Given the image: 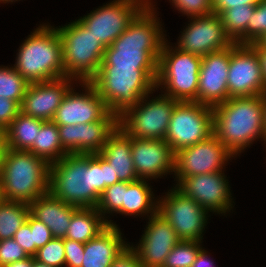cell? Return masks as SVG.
I'll use <instances>...</instances> for the list:
<instances>
[{
    "mask_svg": "<svg viewBox=\"0 0 266 267\" xmlns=\"http://www.w3.org/2000/svg\"><path fill=\"white\" fill-rule=\"evenodd\" d=\"M175 10L187 18L213 13V0H169Z\"/></svg>",
    "mask_w": 266,
    "mask_h": 267,
    "instance_id": "cell-37",
    "label": "cell"
},
{
    "mask_svg": "<svg viewBox=\"0 0 266 267\" xmlns=\"http://www.w3.org/2000/svg\"><path fill=\"white\" fill-rule=\"evenodd\" d=\"M65 267H81L84 256V244L64 238Z\"/></svg>",
    "mask_w": 266,
    "mask_h": 267,
    "instance_id": "cell-40",
    "label": "cell"
},
{
    "mask_svg": "<svg viewBox=\"0 0 266 267\" xmlns=\"http://www.w3.org/2000/svg\"><path fill=\"white\" fill-rule=\"evenodd\" d=\"M153 0H113L90 11L78 20L106 48L128 27L142 9H155Z\"/></svg>",
    "mask_w": 266,
    "mask_h": 267,
    "instance_id": "cell-11",
    "label": "cell"
},
{
    "mask_svg": "<svg viewBox=\"0 0 266 267\" xmlns=\"http://www.w3.org/2000/svg\"><path fill=\"white\" fill-rule=\"evenodd\" d=\"M228 181L224 171H218L185 177L174 186L209 212L226 216L234 208Z\"/></svg>",
    "mask_w": 266,
    "mask_h": 267,
    "instance_id": "cell-17",
    "label": "cell"
},
{
    "mask_svg": "<svg viewBox=\"0 0 266 267\" xmlns=\"http://www.w3.org/2000/svg\"><path fill=\"white\" fill-rule=\"evenodd\" d=\"M264 105V143L266 144V92L263 94Z\"/></svg>",
    "mask_w": 266,
    "mask_h": 267,
    "instance_id": "cell-49",
    "label": "cell"
},
{
    "mask_svg": "<svg viewBox=\"0 0 266 267\" xmlns=\"http://www.w3.org/2000/svg\"><path fill=\"white\" fill-rule=\"evenodd\" d=\"M43 120L19 112L5 129V146L17 151H30Z\"/></svg>",
    "mask_w": 266,
    "mask_h": 267,
    "instance_id": "cell-27",
    "label": "cell"
},
{
    "mask_svg": "<svg viewBox=\"0 0 266 267\" xmlns=\"http://www.w3.org/2000/svg\"><path fill=\"white\" fill-rule=\"evenodd\" d=\"M189 22L178 37L179 50L203 57L230 48L234 43L225 33L220 15L211 13L188 18Z\"/></svg>",
    "mask_w": 266,
    "mask_h": 267,
    "instance_id": "cell-16",
    "label": "cell"
},
{
    "mask_svg": "<svg viewBox=\"0 0 266 267\" xmlns=\"http://www.w3.org/2000/svg\"><path fill=\"white\" fill-rule=\"evenodd\" d=\"M213 107L195 101H179L171 114L165 141L175 154L214 134Z\"/></svg>",
    "mask_w": 266,
    "mask_h": 267,
    "instance_id": "cell-10",
    "label": "cell"
},
{
    "mask_svg": "<svg viewBox=\"0 0 266 267\" xmlns=\"http://www.w3.org/2000/svg\"><path fill=\"white\" fill-rule=\"evenodd\" d=\"M157 9H142L127 29L105 48L101 66L158 68L167 40Z\"/></svg>",
    "mask_w": 266,
    "mask_h": 267,
    "instance_id": "cell-2",
    "label": "cell"
},
{
    "mask_svg": "<svg viewBox=\"0 0 266 267\" xmlns=\"http://www.w3.org/2000/svg\"><path fill=\"white\" fill-rule=\"evenodd\" d=\"M110 267H143L136 251L129 244Z\"/></svg>",
    "mask_w": 266,
    "mask_h": 267,
    "instance_id": "cell-43",
    "label": "cell"
},
{
    "mask_svg": "<svg viewBox=\"0 0 266 267\" xmlns=\"http://www.w3.org/2000/svg\"><path fill=\"white\" fill-rule=\"evenodd\" d=\"M124 190H127L126 181H120L112 186L106 187V189L101 193L98 204L95 207L109 226H118L113 220H108V217L114 213L122 215Z\"/></svg>",
    "mask_w": 266,
    "mask_h": 267,
    "instance_id": "cell-32",
    "label": "cell"
},
{
    "mask_svg": "<svg viewBox=\"0 0 266 267\" xmlns=\"http://www.w3.org/2000/svg\"><path fill=\"white\" fill-rule=\"evenodd\" d=\"M16 1H20V0H0V3H13V2H16Z\"/></svg>",
    "mask_w": 266,
    "mask_h": 267,
    "instance_id": "cell-53",
    "label": "cell"
},
{
    "mask_svg": "<svg viewBox=\"0 0 266 267\" xmlns=\"http://www.w3.org/2000/svg\"><path fill=\"white\" fill-rule=\"evenodd\" d=\"M230 48L202 57L195 102L215 107L229 99L227 78Z\"/></svg>",
    "mask_w": 266,
    "mask_h": 267,
    "instance_id": "cell-19",
    "label": "cell"
},
{
    "mask_svg": "<svg viewBox=\"0 0 266 267\" xmlns=\"http://www.w3.org/2000/svg\"><path fill=\"white\" fill-rule=\"evenodd\" d=\"M256 5H243L224 10L220 14L225 33L233 43L247 45V24Z\"/></svg>",
    "mask_w": 266,
    "mask_h": 267,
    "instance_id": "cell-30",
    "label": "cell"
},
{
    "mask_svg": "<svg viewBox=\"0 0 266 267\" xmlns=\"http://www.w3.org/2000/svg\"><path fill=\"white\" fill-rule=\"evenodd\" d=\"M208 255V251L202 248L191 267H215V262L212 259H209L210 256Z\"/></svg>",
    "mask_w": 266,
    "mask_h": 267,
    "instance_id": "cell-45",
    "label": "cell"
},
{
    "mask_svg": "<svg viewBox=\"0 0 266 267\" xmlns=\"http://www.w3.org/2000/svg\"><path fill=\"white\" fill-rule=\"evenodd\" d=\"M266 35V0H260L247 24V45L257 43Z\"/></svg>",
    "mask_w": 266,
    "mask_h": 267,
    "instance_id": "cell-36",
    "label": "cell"
},
{
    "mask_svg": "<svg viewBox=\"0 0 266 267\" xmlns=\"http://www.w3.org/2000/svg\"><path fill=\"white\" fill-rule=\"evenodd\" d=\"M131 151L139 179L157 180L174 174L175 154L165 140L131 137Z\"/></svg>",
    "mask_w": 266,
    "mask_h": 267,
    "instance_id": "cell-20",
    "label": "cell"
},
{
    "mask_svg": "<svg viewBox=\"0 0 266 267\" xmlns=\"http://www.w3.org/2000/svg\"><path fill=\"white\" fill-rule=\"evenodd\" d=\"M50 165L29 151L5 148L0 178L3 199L6 201L33 202L49 192Z\"/></svg>",
    "mask_w": 266,
    "mask_h": 267,
    "instance_id": "cell-6",
    "label": "cell"
},
{
    "mask_svg": "<svg viewBox=\"0 0 266 267\" xmlns=\"http://www.w3.org/2000/svg\"><path fill=\"white\" fill-rule=\"evenodd\" d=\"M235 156L213 134L208 139L175 153L174 176L178 184L183 178L225 171Z\"/></svg>",
    "mask_w": 266,
    "mask_h": 267,
    "instance_id": "cell-13",
    "label": "cell"
},
{
    "mask_svg": "<svg viewBox=\"0 0 266 267\" xmlns=\"http://www.w3.org/2000/svg\"><path fill=\"white\" fill-rule=\"evenodd\" d=\"M118 226H107L95 238L84 244L81 267H110L130 244L123 239Z\"/></svg>",
    "mask_w": 266,
    "mask_h": 267,
    "instance_id": "cell-23",
    "label": "cell"
},
{
    "mask_svg": "<svg viewBox=\"0 0 266 267\" xmlns=\"http://www.w3.org/2000/svg\"><path fill=\"white\" fill-rule=\"evenodd\" d=\"M108 226L96 208L79 207L72 215L65 238L85 244Z\"/></svg>",
    "mask_w": 266,
    "mask_h": 267,
    "instance_id": "cell-28",
    "label": "cell"
},
{
    "mask_svg": "<svg viewBox=\"0 0 266 267\" xmlns=\"http://www.w3.org/2000/svg\"><path fill=\"white\" fill-rule=\"evenodd\" d=\"M26 222L30 225V230L33 231L34 242L37 249L43 247L54 238L48 226L31 214L28 215Z\"/></svg>",
    "mask_w": 266,
    "mask_h": 267,
    "instance_id": "cell-39",
    "label": "cell"
},
{
    "mask_svg": "<svg viewBox=\"0 0 266 267\" xmlns=\"http://www.w3.org/2000/svg\"><path fill=\"white\" fill-rule=\"evenodd\" d=\"M83 88L76 92L73 86L63 97L52 121L57 125H77L94 121H118L90 82H78ZM84 91V92H83Z\"/></svg>",
    "mask_w": 266,
    "mask_h": 267,
    "instance_id": "cell-14",
    "label": "cell"
},
{
    "mask_svg": "<svg viewBox=\"0 0 266 267\" xmlns=\"http://www.w3.org/2000/svg\"><path fill=\"white\" fill-rule=\"evenodd\" d=\"M78 208L54 197L50 192L29 203L30 214L48 226L54 238H65L72 215Z\"/></svg>",
    "mask_w": 266,
    "mask_h": 267,
    "instance_id": "cell-24",
    "label": "cell"
},
{
    "mask_svg": "<svg viewBox=\"0 0 266 267\" xmlns=\"http://www.w3.org/2000/svg\"><path fill=\"white\" fill-rule=\"evenodd\" d=\"M260 0H213V13L220 15L224 10L243 5H256Z\"/></svg>",
    "mask_w": 266,
    "mask_h": 267,
    "instance_id": "cell-44",
    "label": "cell"
},
{
    "mask_svg": "<svg viewBox=\"0 0 266 267\" xmlns=\"http://www.w3.org/2000/svg\"><path fill=\"white\" fill-rule=\"evenodd\" d=\"M4 267H32V256H29L21 261H15L11 264H7Z\"/></svg>",
    "mask_w": 266,
    "mask_h": 267,
    "instance_id": "cell-47",
    "label": "cell"
},
{
    "mask_svg": "<svg viewBox=\"0 0 266 267\" xmlns=\"http://www.w3.org/2000/svg\"><path fill=\"white\" fill-rule=\"evenodd\" d=\"M158 68L101 66L89 81L117 117L140 99L156 91Z\"/></svg>",
    "mask_w": 266,
    "mask_h": 267,
    "instance_id": "cell-4",
    "label": "cell"
},
{
    "mask_svg": "<svg viewBox=\"0 0 266 267\" xmlns=\"http://www.w3.org/2000/svg\"><path fill=\"white\" fill-rule=\"evenodd\" d=\"M227 86L229 98L263 95L266 92L260 58L252 45L234 43L230 47Z\"/></svg>",
    "mask_w": 266,
    "mask_h": 267,
    "instance_id": "cell-15",
    "label": "cell"
},
{
    "mask_svg": "<svg viewBox=\"0 0 266 267\" xmlns=\"http://www.w3.org/2000/svg\"><path fill=\"white\" fill-rule=\"evenodd\" d=\"M252 46H266V35L259 42L252 44Z\"/></svg>",
    "mask_w": 266,
    "mask_h": 267,
    "instance_id": "cell-51",
    "label": "cell"
},
{
    "mask_svg": "<svg viewBox=\"0 0 266 267\" xmlns=\"http://www.w3.org/2000/svg\"><path fill=\"white\" fill-rule=\"evenodd\" d=\"M13 239L23 248L28 256H35L38 249L35 246L33 231L30 225L25 222L14 234Z\"/></svg>",
    "mask_w": 266,
    "mask_h": 267,
    "instance_id": "cell-41",
    "label": "cell"
},
{
    "mask_svg": "<svg viewBox=\"0 0 266 267\" xmlns=\"http://www.w3.org/2000/svg\"><path fill=\"white\" fill-rule=\"evenodd\" d=\"M149 93L137 105L118 116V127L130 137L164 140L169 128L171 114L179 102L164 94L150 99Z\"/></svg>",
    "mask_w": 266,
    "mask_h": 267,
    "instance_id": "cell-9",
    "label": "cell"
},
{
    "mask_svg": "<svg viewBox=\"0 0 266 267\" xmlns=\"http://www.w3.org/2000/svg\"><path fill=\"white\" fill-rule=\"evenodd\" d=\"M171 188L165 196L158 197V213L170 223L180 240L202 242L210 212L175 186Z\"/></svg>",
    "mask_w": 266,
    "mask_h": 267,
    "instance_id": "cell-12",
    "label": "cell"
},
{
    "mask_svg": "<svg viewBox=\"0 0 266 267\" xmlns=\"http://www.w3.org/2000/svg\"><path fill=\"white\" fill-rule=\"evenodd\" d=\"M56 29L62 43L64 77L89 82L101 67L105 47L78 19Z\"/></svg>",
    "mask_w": 266,
    "mask_h": 267,
    "instance_id": "cell-7",
    "label": "cell"
},
{
    "mask_svg": "<svg viewBox=\"0 0 266 267\" xmlns=\"http://www.w3.org/2000/svg\"><path fill=\"white\" fill-rule=\"evenodd\" d=\"M203 242L180 240L167 255L163 267H191Z\"/></svg>",
    "mask_w": 266,
    "mask_h": 267,
    "instance_id": "cell-34",
    "label": "cell"
},
{
    "mask_svg": "<svg viewBox=\"0 0 266 267\" xmlns=\"http://www.w3.org/2000/svg\"><path fill=\"white\" fill-rule=\"evenodd\" d=\"M20 112V105L12 99L0 97V127L4 130Z\"/></svg>",
    "mask_w": 266,
    "mask_h": 267,
    "instance_id": "cell-42",
    "label": "cell"
},
{
    "mask_svg": "<svg viewBox=\"0 0 266 267\" xmlns=\"http://www.w3.org/2000/svg\"><path fill=\"white\" fill-rule=\"evenodd\" d=\"M29 214L28 203L3 200L0 203V241L13 238Z\"/></svg>",
    "mask_w": 266,
    "mask_h": 267,
    "instance_id": "cell-31",
    "label": "cell"
},
{
    "mask_svg": "<svg viewBox=\"0 0 266 267\" xmlns=\"http://www.w3.org/2000/svg\"><path fill=\"white\" fill-rule=\"evenodd\" d=\"M43 158L49 165L68 154L61 145L58 126L53 121H43L32 149L29 151Z\"/></svg>",
    "mask_w": 266,
    "mask_h": 267,
    "instance_id": "cell-29",
    "label": "cell"
},
{
    "mask_svg": "<svg viewBox=\"0 0 266 267\" xmlns=\"http://www.w3.org/2000/svg\"><path fill=\"white\" fill-rule=\"evenodd\" d=\"M74 81L73 78L62 77L30 83L20 105V112L43 121H52L65 94L74 83H78Z\"/></svg>",
    "mask_w": 266,
    "mask_h": 267,
    "instance_id": "cell-21",
    "label": "cell"
},
{
    "mask_svg": "<svg viewBox=\"0 0 266 267\" xmlns=\"http://www.w3.org/2000/svg\"><path fill=\"white\" fill-rule=\"evenodd\" d=\"M213 126L214 135L235 158L256 139L264 141L263 95L229 98L213 107Z\"/></svg>",
    "mask_w": 266,
    "mask_h": 267,
    "instance_id": "cell-3",
    "label": "cell"
},
{
    "mask_svg": "<svg viewBox=\"0 0 266 267\" xmlns=\"http://www.w3.org/2000/svg\"><path fill=\"white\" fill-rule=\"evenodd\" d=\"M32 267H52L45 263L39 262L32 256Z\"/></svg>",
    "mask_w": 266,
    "mask_h": 267,
    "instance_id": "cell-50",
    "label": "cell"
},
{
    "mask_svg": "<svg viewBox=\"0 0 266 267\" xmlns=\"http://www.w3.org/2000/svg\"><path fill=\"white\" fill-rule=\"evenodd\" d=\"M99 154L106 160L120 181L134 182L136 174L131 151V137L119 127L108 137Z\"/></svg>",
    "mask_w": 266,
    "mask_h": 267,
    "instance_id": "cell-25",
    "label": "cell"
},
{
    "mask_svg": "<svg viewBox=\"0 0 266 267\" xmlns=\"http://www.w3.org/2000/svg\"><path fill=\"white\" fill-rule=\"evenodd\" d=\"M120 182L99 154H66L50 164L49 192L65 203L95 208L101 193Z\"/></svg>",
    "mask_w": 266,
    "mask_h": 267,
    "instance_id": "cell-1",
    "label": "cell"
},
{
    "mask_svg": "<svg viewBox=\"0 0 266 267\" xmlns=\"http://www.w3.org/2000/svg\"><path fill=\"white\" fill-rule=\"evenodd\" d=\"M148 181L138 179L134 182H127V190H124L122 215L134 217L137 215L146 217L147 215L146 218H148L158 212V198H155L153 188Z\"/></svg>",
    "mask_w": 266,
    "mask_h": 267,
    "instance_id": "cell-26",
    "label": "cell"
},
{
    "mask_svg": "<svg viewBox=\"0 0 266 267\" xmlns=\"http://www.w3.org/2000/svg\"><path fill=\"white\" fill-rule=\"evenodd\" d=\"M201 63L202 57L170 46L167 39L158 61L156 90L177 101H196Z\"/></svg>",
    "mask_w": 266,
    "mask_h": 267,
    "instance_id": "cell-8",
    "label": "cell"
},
{
    "mask_svg": "<svg viewBox=\"0 0 266 267\" xmlns=\"http://www.w3.org/2000/svg\"><path fill=\"white\" fill-rule=\"evenodd\" d=\"M29 84L13 66H0V97L12 99L21 105Z\"/></svg>",
    "mask_w": 266,
    "mask_h": 267,
    "instance_id": "cell-33",
    "label": "cell"
},
{
    "mask_svg": "<svg viewBox=\"0 0 266 267\" xmlns=\"http://www.w3.org/2000/svg\"><path fill=\"white\" fill-rule=\"evenodd\" d=\"M3 193H2V182H1V178H0V203L3 201Z\"/></svg>",
    "mask_w": 266,
    "mask_h": 267,
    "instance_id": "cell-52",
    "label": "cell"
},
{
    "mask_svg": "<svg viewBox=\"0 0 266 267\" xmlns=\"http://www.w3.org/2000/svg\"><path fill=\"white\" fill-rule=\"evenodd\" d=\"M34 258L52 267H65L64 238H53L38 249Z\"/></svg>",
    "mask_w": 266,
    "mask_h": 267,
    "instance_id": "cell-35",
    "label": "cell"
},
{
    "mask_svg": "<svg viewBox=\"0 0 266 267\" xmlns=\"http://www.w3.org/2000/svg\"><path fill=\"white\" fill-rule=\"evenodd\" d=\"M5 130L0 127V169H1V162H2V157L3 153L5 150Z\"/></svg>",
    "mask_w": 266,
    "mask_h": 267,
    "instance_id": "cell-48",
    "label": "cell"
},
{
    "mask_svg": "<svg viewBox=\"0 0 266 267\" xmlns=\"http://www.w3.org/2000/svg\"><path fill=\"white\" fill-rule=\"evenodd\" d=\"M13 67L29 83L64 77L62 43L56 27L40 24L26 37Z\"/></svg>",
    "mask_w": 266,
    "mask_h": 267,
    "instance_id": "cell-5",
    "label": "cell"
},
{
    "mask_svg": "<svg viewBox=\"0 0 266 267\" xmlns=\"http://www.w3.org/2000/svg\"><path fill=\"white\" fill-rule=\"evenodd\" d=\"M259 55L264 80L266 82V46H253Z\"/></svg>",
    "mask_w": 266,
    "mask_h": 267,
    "instance_id": "cell-46",
    "label": "cell"
},
{
    "mask_svg": "<svg viewBox=\"0 0 266 267\" xmlns=\"http://www.w3.org/2000/svg\"><path fill=\"white\" fill-rule=\"evenodd\" d=\"M118 127V121H94L58 126L62 148L68 154H96Z\"/></svg>",
    "mask_w": 266,
    "mask_h": 267,
    "instance_id": "cell-22",
    "label": "cell"
},
{
    "mask_svg": "<svg viewBox=\"0 0 266 267\" xmlns=\"http://www.w3.org/2000/svg\"><path fill=\"white\" fill-rule=\"evenodd\" d=\"M139 244L131 247L136 251L143 267H163L167 255L180 241L170 223L158 212L147 218ZM138 245V246H137Z\"/></svg>",
    "mask_w": 266,
    "mask_h": 267,
    "instance_id": "cell-18",
    "label": "cell"
},
{
    "mask_svg": "<svg viewBox=\"0 0 266 267\" xmlns=\"http://www.w3.org/2000/svg\"><path fill=\"white\" fill-rule=\"evenodd\" d=\"M27 257H29L28 254L13 238L0 241V265L2 267Z\"/></svg>",
    "mask_w": 266,
    "mask_h": 267,
    "instance_id": "cell-38",
    "label": "cell"
}]
</instances>
